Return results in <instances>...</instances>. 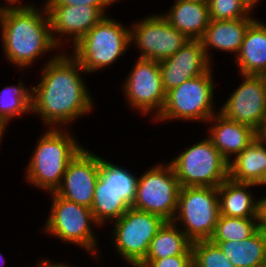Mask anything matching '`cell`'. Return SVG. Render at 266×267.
<instances>
[{
  "instance_id": "21",
  "label": "cell",
  "mask_w": 266,
  "mask_h": 267,
  "mask_svg": "<svg viewBox=\"0 0 266 267\" xmlns=\"http://www.w3.org/2000/svg\"><path fill=\"white\" fill-rule=\"evenodd\" d=\"M238 74L266 75V23L257 18L249 25L235 57Z\"/></svg>"
},
{
  "instance_id": "39",
  "label": "cell",
  "mask_w": 266,
  "mask_h": 267,
  "mask_svg": "<svg viewBox=\"0 0 266 267\" xmlns=\"http://www.w3.org/2000/svg\"><path fill=\"white\" fill-rule=\"evenodd\" d=\"M6 263L5 257L2 253H0V267H4Z\"/></svg>"
},
{
  "instance_id": "2",
  "label": "cell",
  "mask_w": 266,
  "mask_h": 267,
  "mask_svg": "<svg viewBox=\"0 0 266 267\" xmlns=\"http://www.w3.org/2000/svg\"><path fill=\"white\" fill-rule=\"evenodd\" d=\"M0 40L5 60L14 68L32 69L46 53H60L51 35L45 4L0 6ZM21 69V70H20Z\"/></svg>"
},
{
  "instance_id": "23",
  "label": "cell",
  "mask_w": 266,
  "mask_h": 267,
  "mask_svg": "<svg viewBox=\"0 0 266 267\" xmlns=\"http://www.w3.org/2000/svg\"><path fill=\"white\" fill-rule=\"evenodd\" d=\"M219 246L235 267H260L266 264V231L260 227L243 241H211Z\"/></svg>"
},
{
  "instance_id": "16",
  "label": "cell",
  "mask_w": 266,
  "mask_h": 267,
  "mask_svg": "<svg viewBox=\"0 0 266 267\" xmlns=\"http://www.w3.org/2000/svg\"><path fill=\"white\" fill-rule=\"evenodd\" d=\"M159 65L166 93L213 67L201 40H188L177 53L160 61Z\"/></svg>"
},
{
  "instance_id": "33",
  "label": "cell",
  "mask_w": 266,
  "mask_h": 267,
  "mask_svg": "<svg viewBox=\"0 0 266 267\" xmlns=\"http://www.w3.org/2000/svg\"><path fill=\"white\" fill-rule=\"evenodd\" d=\"M37 264L35 263L34 267H77L74 265H71L70 263L67 264L66 262L58 263V262H53L52 260H49L48 258L44 257V259L41 258L39 261L37 260ZM80 267V266H79Z\"/></svg>"
},
{
  "instance_id": "29",
  "label": "cell",
  "mask_w": 266,
  "mask_h": 267,
  "mask_svg": "<svg viewBox=\"0 0 266 267\" xmlns=\"http://www.w3.org/2000/svg\"><path fill=\"white\" fill-rule=\"evenodd\" d=\"M193 267H235L219 246L210 240L192 242Z\"/></svg>"
},
{
  "instance_id": "11",
  "label": "cell",
  "mask_w": 266,
  "mask_h": 267,
  "mask_svg": "<svg viewBox=\"0 0 266 267\" xmlns=\"http://www.w3.org/2000/svg\"><path fill=\"white\" fill-rule=\"evenodd\" d=\"M126 76L121 91L128 107L154 122L166 101L159 62L137 58Z\"/></svg>"
},
{
  "instance_id": "38",
  "label": "cell",
  "mask_w": 266,
  "mask_h": 267,
  "mask_svg": "<svg viewBox=\"0 0 266 267\" xmlns=\"http://www.w3.org/2000/svg\"><path fill=\"white\" fill-rule=\"evenodd\" d=\"M7 128H8V126L0 124V146H1V142H2L3 137L6 135Z\"/></svg>"
},
{
  "instance_id": "6",
  "label": "cell",
  "mask_w": 266,
  "mask_h": 267,
  "mask_svg": "<svg viewBox=\"0 0 266 267\" xmlns=\"http://www.w3.org/2000/svg\"><path fill=\"white\" fill-rule=\"evenodd\" d=\"M214 67L201 76L189 79L168 91L166 101L155 123L168 121L206 122L219 110H215ZM215 83V84H214ZM215 98V99H214ZM215 105V106H214ZM175 119V120H174ZM199 121V122H198Z\"/></svg>"
},
{
  "instance_id": "13",
  "label": "cell",
  "mask_w": 266,
  "mask_h": 267,
  "mask_svg": "<svg viewBox=\"0 0 266 267\" xmlns=\"http://www.w3.org/2000/svg\"><path fill=\"white\" fill-rule=\"evenodd\" d=\"M51 23V35L55 44L69 51L106 14L109 7L88 5H45ZM69 46H68V44ZM63 47V48H62ZM68 47V48H67Z\"/></svg>"
},
{
  "instance_id": "24",
  "label": "cell",
  "mask_w": 266,
  "mask_h": 267,
  "mask_svg": "<svg viewBox=\"0 0 266 267\" xmlns=\"http://www.w3.org/2000/svg\"><path fill=\"white\" fill-rule=\"evenodd\" d=\"M192 241L172 221H166L151 240L145 259H165L169 256L192 255Z\"/></svg>"
},
{
  "instance_id": "31",
  "label": "cell",
  "mask_w": 266,
  "mask_h": 267,
  "mask_svg": "<svg viewBox=\"0 0 266 267\" xmlns=\"http://www.w3.org/2000/svg\"><path fill=\"white\" fill-rule=\"evenodd\" d=\"M137 267H193L192 255L169 256L165 259H144Z\"/></svg>"
},
{
  "instance_id": "28",
  "label": "cell",
  "mask_w": 266,
  "mask_h": 267,
  "mask_svg": "<svg viewBox=\"0 0 266 267\" xmlns=\"http://www.w3.org/2000/svg\"><path fill=\"white\" fill-rule=\"evenodd\" d=\"M261 227L260 217L237 218L219 215L210 241H243Z\"/></svg>"
},
{
  "instance_id": "10",
  "label": "cell",
  "mask_w": 266,
  "mask_h": 267,
  "mask_svg": "<svg viewBox=\"0 0 266 267\" xmlns=\"http://www.w3.org/2000/svg\"><path fill=\"white\" fill-rule=\"evenodd\" d=\"M181 186L170 163L159 162L138 176L132 208L172 221Z\"/></svg>"
},
{
  "instance_id": "15",
  "label": "cell",
  "mask_w": 266,
  "mask_h": 267,
  "mask_svg": "<svg viewBox=\"0 0 266 267\" xmlns=\"http://www.w3.org/2000/svg\"><path fill=\"white\" fill-rule=\"evenodd\" d=\"M100 175V156L85 146L70 161L55 193L74 203L91 208Z\"/></svg>"
},
{
  "instance_id": "27",
  "label": "cell",
  "mask_w": 266,
  "mask_h": 267,
  "mask_svg": "<svg viewBox=\"0 0 266 267\" xmlns=\"http://www.w3.org/2000/svg\"><path fill=\"white\" fill-rule=\"evenodd\" d=\"M131 207L136 197L138 175L100 156V175Z\"/></svg>"
},
{
  "instance_id": "25",
  "label": "cell",
  "mask_w": 266,
  "mask_h": 267,
  "mask_svg": "<svg viewBox=\"0 0 266 267\" xmlns=\"http://www.w3.org/2000/svg\"><path fill=\"white\" fill-rule=\"evenodd\" d=\"M129 208L130 206L108 182H105L99 176L95 186L92 206L90 208L96 223L104 228L106 223L108 225L118 220Z\"/></svg>"
},
{
  "instance_id": "36",
  "label": "cell",
  "mask_w": 266,
  "mask_h": 267,
  "mask_svg": "<svg viewBox=\"0 0 266 267\" xmlns=\"http://www.w3.org/2000/svg\"><path fill=\"white\" fill-rule=\"evenodd\" d=\"M243 4L246 6V8L253 14L254 9L258 8L257 6L259 5L258 3H260V0H242Z\"/></svg>"
},
{
  "instance_id": "34",
  "label": "cell",
  "mask_w": 266,
  "mask_h": 267,
  "mask_svg": "<svg viewBox=\"0 0 266 267\" xmlns=\"http://www.w3.org/2000/svg\"><path fill=\"white\" fill-rule=\"evenodd\" d=\"M261 208H260V223L261 227L266 231V195L260 196Z\"/></svg>"
},
{
  "instance_id": "12",
  "label": "cell",
  "mask_w": 266,
  "mask_h": 267,
  "mask_svg": "<svg viewBox=\"0 0 266 267\" xmlns=\"http://www.w3.org/2000/svg\"><path fill=\"white\" fill-rule=\"evenodd\" d=\"M131 46L138 51L140 59L160 62L177 53L190 40L173 27L167 19L158 12L132 22ZM140 52V53H139Z\"/></svg>"
},
{
  "instance_id": "30",
  "label": "cell",
  "mask_w": 266,
  "mask_h": 267,
  "mask_svg": "<svg viewBox=\"0 0 266 267\" xmlns=\"http://www.w3.org/2000/svg\"><path fill=\"white\" fill-rule=\"evenodd\" d=\"M207 3L211 20H233L255 17L246 8L242 0H207Z\"/></svg>"
},
{
  "instance_id": "19",
  "label": "cell",
  "mask_w": 266,
  "mask_h": 267,
  "mask_svg": "<svg viewBox=\"0 0 266 267\" xmlns=\"http://www.w3.org/2000/svg\"><path fill=\"white\" fill-rule=\"evenodd\" d=\"M161 14L190 40H200L211 20L207 0H174Z\"/></svg>"
},
{
  "instance_id": "37",
  "label": "cell",
  "mask_w": 266,
  "mask_h": 267,
  "mask_svg": "<svg viewBox=\"0 0 266 267\" xmlns=\"http://www.w3.org/2000/svg\"><path fill=\"white\" fill-rule=\"evenodd\" d=\"M3 1H5L4 5L0 4V6H17V5H32V4H35L34 2L33 3L32 2L31 3L30 2L25 3L22 0H3Z\"/></svg>"
},
{
  "instance_id": "5",
  "label": "cell",
  "mask_w": 266,
  "mask_h": 267,
  "mask_svg": "<svg viewBox=\"0 0 266 267\" xmlns=\"http://www.w3.org/2000/svg\"><path fill=\"white\" fill-rule=\"evenodd\" d=\"M48 194H51V209L41 232L47 233L46 236H53V239L58 238L66 244L76 245L99 262L100 245L94 229L100 226L94 220L91 209L68 201L55 192Z\"/></svg>"
},
{
  "instance_id": "9",
  "label": "cell",
  "mask_w": 266,
  "mask_h": 267,
  "mask_svg": "<svg viewBox=\"0 0 266 267\" xmlns=\"http://www.w3.org/2000/svg\"><path fill=\"white\" fill-rule=\"evenodd\" d=\"M165 222L156 214L130 207L111 225L110 243L117 253L115 255L130 267H137L145 259L151 240Z\"/></svg>"
},
{
  "instance_id": "8",
  "label": "cell",
  "mask_w": 266,
  "mask_h": 267,
  "mask_svg": "<svg viewBox=\"0 0 266 267\" xmlns=\"http://www.w3.org/2000/svg\"><path fill=\"white\" fill-rule=\"evenodd\" d=\"M219 215L218 187H181L172 222L192 242L209 240Z\"/></svg>"
},
{
  "instance_id": "35",
  "label": "cell",
  "mask_w": 266,
  "mask_h": 267,
  "mask_svg": "<svg viewBox=\"0 0 266 267\" xmlns=\"http://www.w3.org/2000/svg\"><path fill=\"white\" fill-rule=\"evenodd\" d=\"M257 138L266 145V118L262 121L261 126L256 131Z\"/></svg>"
},
{
  "instance_id": "17",
  "label": "cell",
  "mask_w": 266,
  "mask_h": 267,
  "mask_svg": "<svg viewBox=\"0 0 266 267\" xmlns=\"http://www.w3.org/2000/svg\"><path fill=\"white\" fill-rule=\"evenodd\" d=\"M206 126V135L228 163L257 138L252 127L228 119L219 111L206 122Z\"/></svg>"
},
{
  "instance_id": "40",
  "label": "cell",
  "mask_w": 266,
  "mask_h": 267,
  "mask_svg": "<svg viewBox=\"0 0 266 267\" xmlns=\"http://www.w3.org/2000/svg\"><path fill=\"white\" fill-rule=\"evenodd\" d=\"M259 187H264V186H266V174H265V176H264V178H263V181L258 185Z\"/></svg>"
},
{
  "instance_id": "20",
  "label": "cell",
  "mask_w": 266,
  "mask_h": 267,
  "mask_svg": "<svg viewBox=\"0 0 266 267\" xmlns=\"http://www.w3.org/2000/svg\"><path fill=\"white\" fill-rule=\"evenodd\" d=\"M252 183H238L229 178L218 186L220 215L227 217H260L261 198L253 195ZM252 191V192H251Z\"/></svg>"
},
{
  "instance_id": "32",
  "label": "cell",
  "mask_w": 266,
  "mask_h": 267,
  "mask_svg": "<svg viewBox=\"0 0 266 267\" xmlns=\"http://www.w3.org/2000/svg\"><path fill=\"white\" fill-rule=\"evenodd\" d=\"M45 5H88L94 7H111L117 0H44ZM112 4V5H111Z\"/></svg>"
},
{
  "instance_id": "14",
  "label": "cell",
  "mask_w": 266,
  "mask_h": 267,
  "mask_svg": "<svg viewBox=\"0 0 266 267\" xmlns=\"http://www.w3.org/2000/svg\"><path fill=\"white\" fill-rule=\"evenodd\" d=\"M241 79L219 112L257 131L266 118V77L242 75Z\"/></svg>"
},
{
  "instance_id": "22",
  "label": "cell",
  "mask_w": 266,
  "mask_h": 267,
  "mask_svg": "<svg viewBox=\"0 0 266 267\" xmlns=\"http://www.w3.org/2000/svg\"><path fill=\"white\" fill-rule=\"evenodd\" d=\"M229 179L259 185L266 174V145L258 138L228 163Z\"/></svg>"
},
{
  "instance_id": "18",
  "label": "cell",
  "mask_w": 266,
  "mask_h": 267,
  "mask_svg": "<svg viewBox=\"0 0 266 267\" xmlns=\"http://www.w3.org/2000/svg\"><path fill=\"white\" fill-rule=\"evenodd\" d=\"M255 17H247L233 20H210L204 36L200 39L207 58L213 64L214 59L211 50H218L235 57L238 55L244 35Z\"/></svg>"
},
{
  "instance_id": "7",
  "label": "cell",
  "mask_w": 266,
  "mask_h": 267,
  "mask_svg": "<svg viewBox=\"0 0 266 267\" xmlns=\"http://www.w3.org/2000/svg\"><path fill=\"white\" fill-rule=\"evenodd\" d=\"M205 137L168 161L181 187H218L229 178L228 162Z\"/></svg>"
},
{
  "instance_id": "4",
  "label": "cell",
  "mask_w": 266,
  "mask_h": 267,
  "mask_svg": "<svg viewBox=\"0 0 266 267\" xmlns=\"http://www.w3.org/2000/svg\"><path fill=\"white\" fill-rule=\"evenodd\" d=\"M131 45L130 25L106 15L70 47V54L92 75L118 62Z\"/></svg>"
},
{
  "instance_id": "26",
  "label": "cell",
  "mask_w": 266,
  "mask_h": 267,
  "mask_svg": "<svg viewBox=\"0 0 266 267\" xmlns=\"http://www.w3.org/2000/svg\"><path fill=\"white\" fill-rule=\"evenodd\" d=\"M18 83L6 85L0 91V124L8 126L12 119L31 114L32 88L20 77Z\"/></svg>"
},
{
  "instance_id": "1",
  "label": "cell",
  "mask_w": 266,
  "mask_h": 267,
  "mask_svg": "<svg viewBox=\"0 0 266 267\" xmlns=\"http://www.w3.org/2000/svg\"><path fill=\"white\" fill-rule=\"evenodd\" d=\"M69 53L50 54L40 69L38 84L31 87V114L46 128L69 129L78 118L90 115L96 105L83 78L85 70Z\"/></svg>"
},
{
  "instance_id": "3",
  "label": "cell",
  "mask_w": 266,
  "mask_h": 267,
  "mask_svg": "<svg viewBox=\"0 0 266 267\" xmlns=\"http://www.w3.org/2000/svg\"><path fill=\"white\" fill-rule=\"evenodd\" d=\"M33 148L23 176L27 184L46 193L61 185L70 161L84 147L69 129L45 128ZM80 143V144H79Z\"/></svg>"
}]
</instances>
